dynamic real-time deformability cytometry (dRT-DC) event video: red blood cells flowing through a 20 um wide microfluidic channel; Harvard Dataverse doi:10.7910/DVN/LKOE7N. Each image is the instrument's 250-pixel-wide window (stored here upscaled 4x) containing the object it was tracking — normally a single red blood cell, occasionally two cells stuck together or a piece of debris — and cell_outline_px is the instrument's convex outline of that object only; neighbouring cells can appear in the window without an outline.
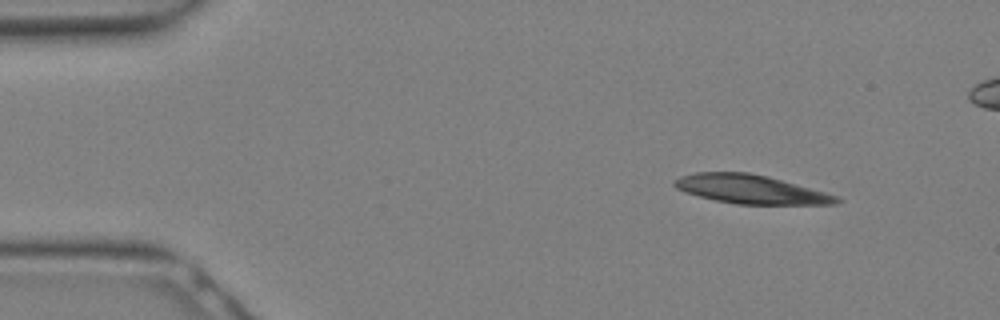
{"species": "Egyptian fruit bat (a non-hibernating species)", "species_latin": "Rousettus aegyptiacus", "temperature_condition": "warm", "stored_images_in_passage": 9, "camera_frame_rate_fps": 3000, "um_per_image_px": 0.085, "animal": {"sex": "female"}, "frame": {"image": 1, "passage_image": 2, "time_ms": 0.333, "image_size_px": [1000, 320], "cell_outline_px": [[844, 200], [836, 204], [736, 204], [716, 200], [684, 192], [676, 188], [672, 184], [680, 176], [696, 172], [748, 172], [768, 176], [840, 196]], "centroid_in_image_um": [63.85, 16.09], "position_along_channel_um": 21.2, "area_um2": 27.17}}
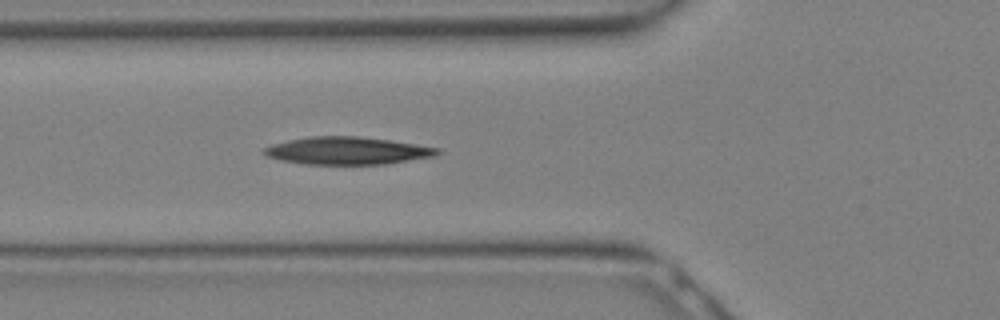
{"frame": {"image": 2, "passage_image": 9, "time_ms": 2.667, "image_size_px": [1000, 320], "cell_outline_px": [[440, 152], [436, 156], [384, 164], [304, 164], [280, 160], [268, 156], [260, 152], [264, 148], [272, 144], [288, 140], [312, 136], [356, 136], [388, 140], [440, 148]], "centroid_in_image_um": [29.49, 12.81], "position_along_channel_um": 96.3, "area_um2": 27.69}}